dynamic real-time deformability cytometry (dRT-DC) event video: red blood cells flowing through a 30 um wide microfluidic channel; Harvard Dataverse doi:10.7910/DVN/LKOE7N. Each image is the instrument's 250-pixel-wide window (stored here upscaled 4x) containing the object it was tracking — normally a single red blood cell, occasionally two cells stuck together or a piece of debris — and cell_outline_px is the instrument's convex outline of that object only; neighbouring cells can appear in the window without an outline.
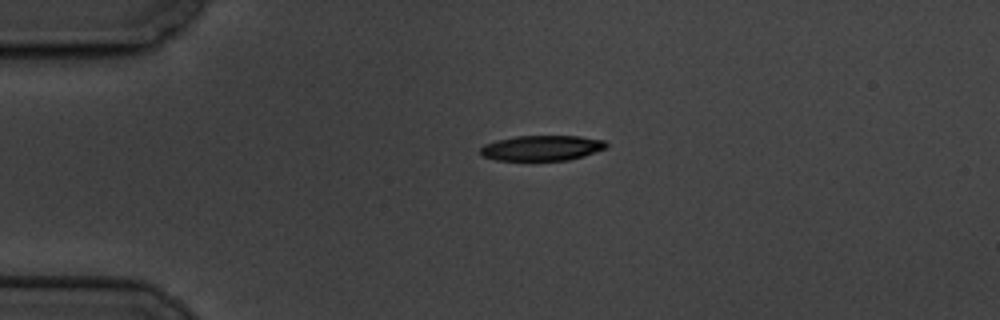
{"species": "common noctule bat (a hibernating species)", "species_latin": "Nyctalus noctula", "temperature_condition": "cold", "stored_images_in_passage": 9, "camera_frame_rate_fps": 3000, "um_per_image_px": 0.085, "animal": {"sex": "male", "body_mass_g": 19.5, "forearm_length_mm": 54.6}, "frame": {"image": 1, "passage_image": 1, "time_ms": 0.0, "image_size_px": [1000, 320], "cell_outline_px": [[608, 148], [584, 156], [568, 160], [496, 160], [484, 156], [480, 152], [480, 148], [484, 144], [496, 140], [516, 136], [580, 136], [604, 140], [608, 144]], "centroid_in_image_um": [46.09, 12.57], "position_along_channel_um": 38.9, "area_um2": 18.61}}
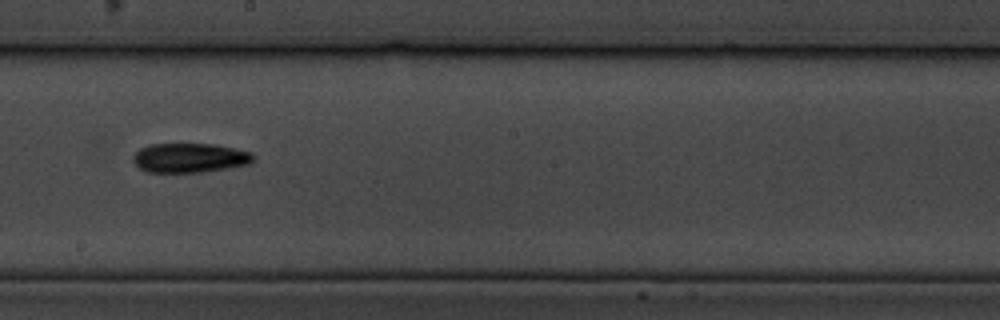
{"frame": {"image": 2, "passage_image": 6, "time_ms": 6.667, "image_size_px": [1000, 320], "cell_outline_px": [[256, 156], [248, 164], [228, 168], [204, 172], [148, 172], [140, 168], [132, 160], [132, 156], [140, 148], [148, 144], [212, 144], [252, 152]], "centroid_in_image_um": [16.11, 13.42], "position_along_channel_um": 232.1, "area_um2": 20.58}}
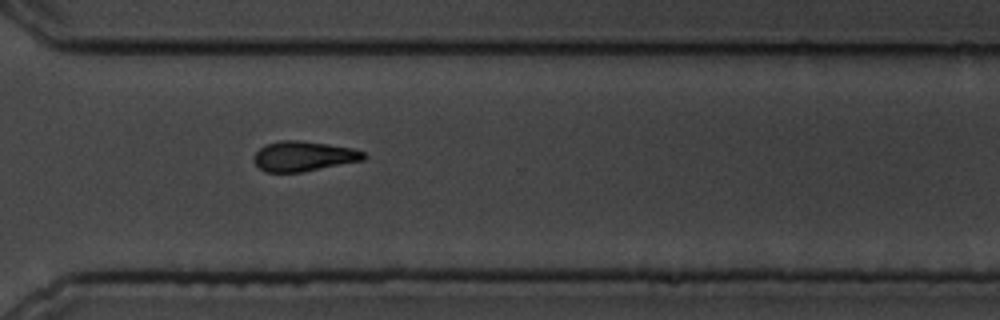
{"frame": {"image": 3, "passage_image": 9, "time_ms": 10.0, "image_size_px": [1000, 320], "cell_outline_px": [[368, 156], [364, 160], [300, 172], [264, 172], [252, 160], [252, 156], [264, 144], [280, 140], [300, 140], [328, 144], [352, 148], [364, 152]], "centroid_in_image_um": [25.78, 13.27], "position_along_channel_um": 344.8, "area_um2": 19.31}}